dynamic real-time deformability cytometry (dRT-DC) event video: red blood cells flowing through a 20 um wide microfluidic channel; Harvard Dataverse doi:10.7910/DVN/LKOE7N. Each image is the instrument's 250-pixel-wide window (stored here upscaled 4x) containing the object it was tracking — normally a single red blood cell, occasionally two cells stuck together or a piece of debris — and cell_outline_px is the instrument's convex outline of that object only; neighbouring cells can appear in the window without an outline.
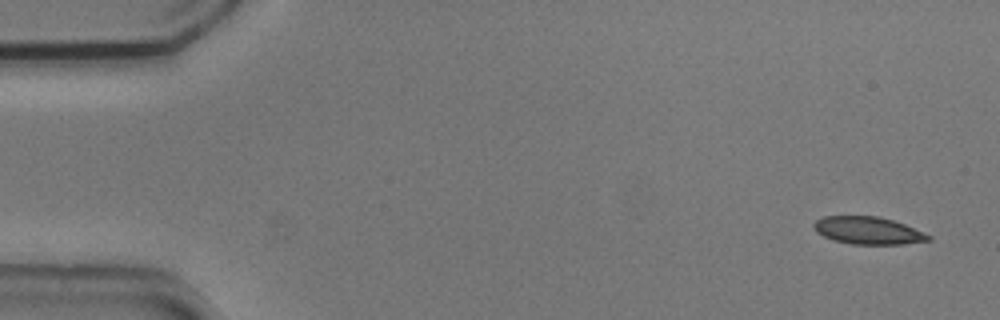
{"species": "common noctule bat (a hibernating species)", "species_latin": "Nyctalus noctula", "temperature_condition": "cold", "stored_images_in_passage": 5, "camera_frame_rate_fps": 3000, "um_per_image_px": 0.085, "animal": {"sex": "male", "body_mass_g": 20.5, "forearm_length_mm": 52.5}, "frame": {"image": 1, "passage_image": 1, "time_ms": 0.0, "image_size_px": [1000, 320], "cell_outline_px": [[932, 240], [904, 244], [852, 244], [832, 240], [816, 232], [812, 228], [812, 224], [816, 220], [824, 216], [880, 216], [904, 224], [924, 232], [932, 236]], "centroid_in_image_um": [73.77, 19.59], "position_along_channel_um": 11.2, "area_um2": 18.5}}